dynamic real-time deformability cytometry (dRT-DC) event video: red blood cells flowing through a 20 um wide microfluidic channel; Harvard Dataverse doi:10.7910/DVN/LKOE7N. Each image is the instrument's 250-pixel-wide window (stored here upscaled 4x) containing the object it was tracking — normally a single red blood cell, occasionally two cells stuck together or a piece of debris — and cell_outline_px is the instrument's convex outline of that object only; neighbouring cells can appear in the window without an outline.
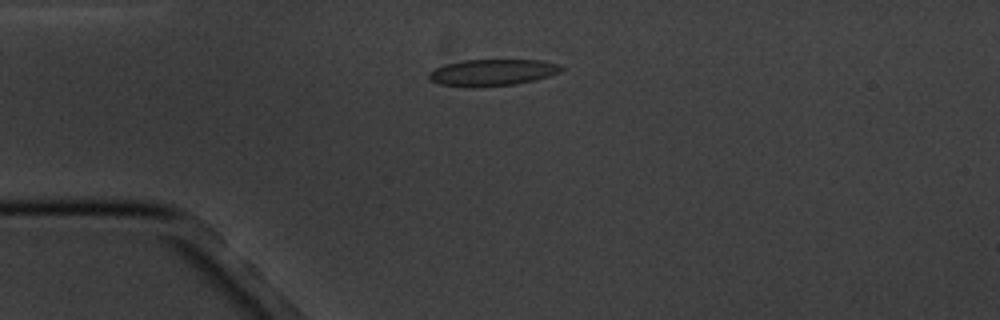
{"species": "common noctule bat (a hibernating species)", "species_latin": "Nyctalus noctula", "temperature_condition": "cold", "stored_images_in_passage": 5, "camera_frame_rate_fps": 3000, "um_per_image_px": 0.085, "animal": {"sex": "male", "body_mass_g": 20.1, "forearm_length_mm": 53.5}, "frame": {"image": 1, "passage_image": 4, "time_ms": 4.333, "image_size_px": [1000, 320], "cell_outline_px": [[564, 68], [560, 72], [536, 80], [516, 84], [476, 88], [464, 88], [440, 84], [428, 80], [428, 72], [444, 64], [464, 60], [540, 60], [560, 64]], "centroid_in_image_um": [41.81, 6.18], "position_along_channel_um": 43.2, "area_um2": 20.92}}